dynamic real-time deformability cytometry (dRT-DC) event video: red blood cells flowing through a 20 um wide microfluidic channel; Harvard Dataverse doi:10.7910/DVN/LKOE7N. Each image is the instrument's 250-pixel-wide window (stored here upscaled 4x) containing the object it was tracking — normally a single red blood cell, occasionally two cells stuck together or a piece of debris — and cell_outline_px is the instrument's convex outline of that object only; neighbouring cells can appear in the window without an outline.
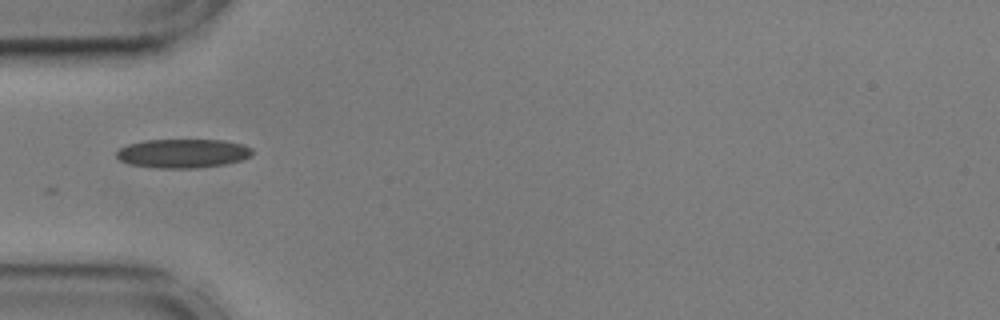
{"species": "common noctule bat (a hibernating species)", "species_latin": "Nyctalus noctula", "temperature_condition": "cold", "stored_images_in_passage": 39, "camera_frame_rate_fps": 3000, "um_per_image_px": 0.085, "animal": {"sex": "male", "body_mass_g": 17.9, "forearm_length_mm": 54.2}, "frame": {"image": 1, "passage_image": 1, "time_ms": 0.0, "image_size_px": [1000, 320], "cell_outline_px": [[252, 156], [240, 160], [224, 164], [196, 168], [160, 168], [128, 164], [120, 160], [116, 156], [116, 152], [120, 148], [128, 144], [144, 140], [224, 140], [244, 144], [252, 148]], "centroid_in_image_um": [15.55, 13.03], "position_along_channel_um": 69.5, "area_um2": 22.95}}
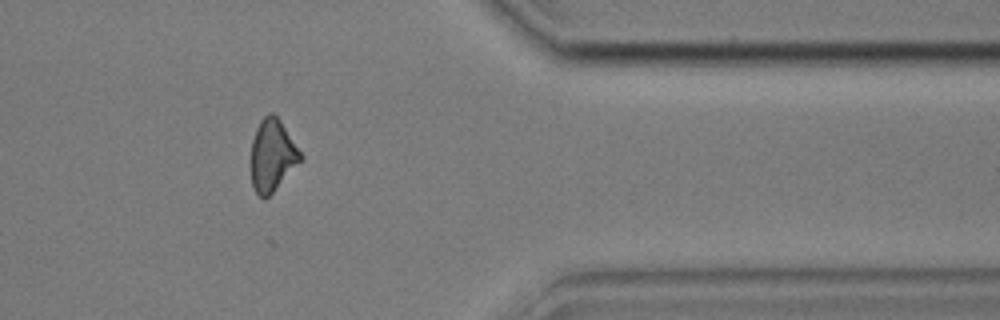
{"frame": {"image": 2, "passage_image": 29, "time_ms": 9.333, "image_size_px": [1000, 320], "cell_outline_px": [[304, 156], [272, 192], [264, 200], [256, 192], [252, 184], [252, 140], [256, 128], [260, 120], [268, 112], [272, 112], [280, 120]], "centroid_in_image_um": [23.14, 13.17], "position_along_channel_um": 388.3, "area_um2": 20.29}}
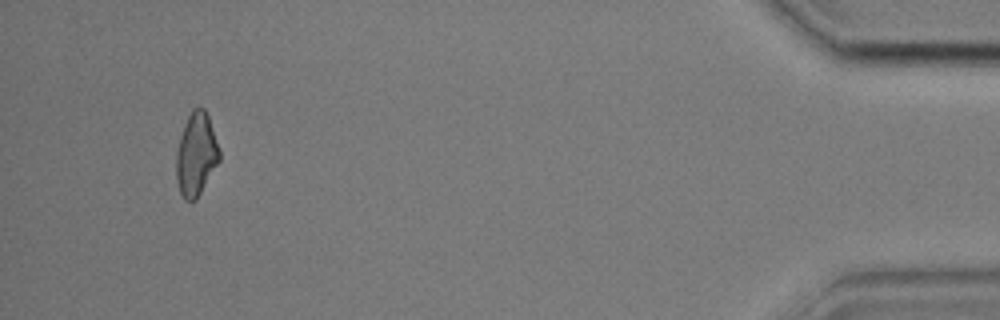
{"frame": {"image": 3, "passage_image": 36, "time_ms": 11.667, "image_size_px": [1000, 320], "cell_outline_px": [[220, 160], [196, 200], [184, 200], [180, 192], [176, 180], [176, 152], [180, 136], [184, 124], [192, 108], [204, 108], [208, 116], [220, 152]], "centroid_in_image_um": [16.66, 13.13], "position_along_channel_um": 418.5, "area_um2": 20.75}, "authors_computed_cell_mechanics": {"area_um2": 21.5016, "velocity_mm_per_s": 3.5974, "shape_relaxation_time_tau1_ms": null, "shape_relaxation_time_tau2_ms": 3.8935, "deformation_change_tau1": null, "deformation_change_tau2": 0.0995}}